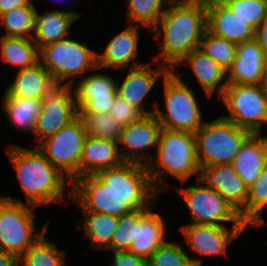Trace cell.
I'll use <instances>...</instances> for the list:
<instances>
[{
	"instance_id": "6da1fadb",
	"label": "cell",
	"mask_w": 267,
	"mask_h": 266,
	"mask_svg": "<svg viewBox=\"0 0 267 266\" xmlns=\"http://www.w3.org/2000/svg\"><path fill=\"white\" fill-rule=\"evenodd\" d=\"M68 192L70 202L83 212L121 217L131 210L148 208L159 193L154 189L146 165L126 162L76 179Z\"/></svg>"
},
{
	"instance_id": "7a4b0ae2",
	"label": "cell",
	"mask_w": 267,
	"mask_h": 266,
	"mask_svg": "<svg viewBox=\"0 0 267 266\" xmlns=\"http://www.w3.org/2000/svg\"><path fill=\"white\" fill-rule=\"evenodd\" d=\"M151 31L162 36L161 53L153 60L176 71L179 63L200 47L207 31L206 0H172Z\"/></svg>"
},
{
	"instance_id": "3957f363",
	"label": "cell",
	"mask_w": 267,
	"mask_h": 266,
	"mask_svg": "<svg viewBox=\"0 0 267 266\" xmlns=\"http://www.w3.org/2000/svg\"><path fill=\"white\" fill-rule=\"evenodd\" d=\"M7 153L25 194L26 204L37 207L63 200L65 185L71 181L46 159L38 147L27 149L12 144Z\"/></svg>"
},
{
	"instance_id": "277c9868",
	"label": "cell",
	"mask_w": 267,
	"mask_h": 266,
	"mask_svg": "<svg viewBox=\"0 0 267 266\" xmlns=\"http://www.w3.org/2000/svg\"><path fill=\"white\" fill-rule=\"evenodd\" d=\"M156 149L157 154L153 155L146 168L159 194L167 189V181L163 179L166 175H172L182 184L194 175L198 179L200 166L193 133L162 128Z\"/></svg>"
},
{
	"instance_id": "5b68a950",
	"label": "cell",
	"mask_w": 267,
	"mask_h": 266,
	"mask_svg": "<svg viewBox=\"0 0 267 266\" xmlns=\"http://www.w3.org/2000/svg\"><path fill=\"white\" fill-rule=\"evenodd\" d=\"M200 167L232 164L243 143L252 135L223 117L204 122L194 133Z\"/></svg>"
},
{
	"instance_id": "8992f818",
	"label": "cell",
	"mask_w": 267,
	"mask_h": 266,
	"mask_svg": "<svg viewBox=\"0 0 267 266\" xmlns=\"http://www.w3.org/2000/svg\"><path fill=\"white\" fill-rule=\"evenodd\" d=\"M181 77L170 71L163 79L166 111L160 110L154 103V115L163 129L195 133L204 123L195 93L185 84Z\"/></svg>"
},
{
	"instance_id": "52a82bcc",
	"label": "cell",
	"mask_w": 267,
	"mask_h": 266,
	"mask_svg": "<svg viewBox=\"0 0 267 266\" xmlns=\"http://www.w3.org/2000/svg\"><path fill=\"white\" fill-rule=\"evenodd\" d=\"M39 63L52 75L56 84L62 86H73L76 77L84 75L89 70L99 69L97 52L70 38L41 47Z\"/></svg>"
},
{
	"instance_id": "ba28073f",
	"label": "cell",
	"mask_w": 267,
	"mask_h": 266,
	"mask_svg": "<svg viewBox=\"0 0 267 266\" xmlns=\"http://www.w3.org/2000/svg\"><path fill=\"white\" fill-rule=\"evenodd\" d=\"M34 206L18 198L0 196V249L18 258L47 231L49 223L37 230ZM34 233H36L34 235Z\"/></svg>"
},
{
	"instance_id": "9c48e42d",
	"label": "cell",
	"mask_w": 267,
	"mask_h": 266,
	"mask_svg": "<svg viewBox=\"0 0 267 266\" xmlns=\"http://www.w3.org/2000/svg\"><path fill=\"white\" fill-rule=\"evenodd\" d=\"M220 98L229 116L221 115L252 134H261L267 123V93L263 84H227Z\"/></svg>"
},
{
	"instance_id": "30bf717a",
	"label": "cell",
	"mask_w": 267,
	"mask_h": 266,
	"mask_svg": "<svg viewBox=\"0 0 267 266\" xmlns=\"http://www.w3.org/2000/svg\"><path fill=\"white\" fill-rule=\"evenodd\" d=\"M86 138L84 124L77 116L37 147L46 159L72 183L79 178V162Z\"/></svg>"
},
{
	"instance_id": "8fae6325",
	"label": "cell",
	"mask_w": 267,
	"mask_h": 266,
	"mask_svg": "<svg viewBox=\"0 0 267 266\" xmlns=\"http://www.w3.org/2000/svg\"><path fill=\"white\" fill-rule=\"evenodd\" d=\"M196 180L199 186L176 189L190 210L193 224L225 226L223 223L232 222L233 227L248 226L240 213L219 192L207 188L200 180Z\"/></svg>"
},
{
	"instance_id": "7c38bea8",
	"label": "cell",
	"mask_w": 267,
	"mask_h": 266,
	"mask_svg": "<svg viewBox=\"0 0 267 266\" xmlns=\"http://www.w3.org/2000/svg\"><path fill=\"white\" fill-rule=\"evenodd\" d=\"M78 116L72 86L58 85L43 100L33 135L38 145Z\"/></svg>"
},
{
	"instance_id": "4fadbf2b",
	"label": "cell",
	"mask_w": 267,
	"mask_h": 266,
	"mask_svg": "<svg viewBox=\"0 0 267 266\" xmlns=\"http://www.w3.org/2000/svg\"><path fill=\"white\" fill-rule=\"evenodd\" d=\"M161 130V124L154 114L143 116L140 120L122 127L118 142L122 159L147 165L153 157L149 148L157 147Z\"/></svg>"
},
{
	"instance_id": "5bb4252c",
	"label": "cell",
	"mask_w": 267,
	"mask_h": 266,
	"mask_svg": "<svg viewBox=\"0 0 267 266\" xmlns=\"http://www.w3.org/2000/svg\"><path fill=\"white\" fill-rule=\"evenodd\" d=\"M72 86L78 114L109 113L117 94V81L104 73H92Z\"/></svg>"
},
{
	"instance_id": "9a60e30c",
	"label": "cell",
	"mask_w": 267,
	"mask_h": 266,
	"mask_svg": "<svg viewBox=\"0 0 267 266\" xmlns=\"http://www.w3.org/2000/svg\"><path fill=\"white\" fill-rule=\"evenodd\" d=\"M246 227L216 226L207 224L182 225L180 230L185 237L190 251H194L200 257L205 255L227 256V247L245 231Z\"/></svg>"
},
{
	"instance_id": "2e32d148",
	"label": "cell",
	"mask_w": 267,
	"mask_h": 266,
	"mask_svg": "<svg viewBox=\"0 0 267 266\" xmlns=\"http://www.w3.org/2000/svg\"><path fill=\"white\" fill-rule=\"evenodd\" d=\"M207 188L219 192L246 222V201L248 187L240 178L232 164L200 167L199 177Z\"/></svg>"
},
{
	"instance_id": "e0dca14e",
	"label": "cell",
	"mask_w": 267,
	"mask_h": 266,
	"mask_svg": "<svg viewBox=\"0 0 267 266\" xmlns=\"http://www.w3.org/2000/svg\"><path fill=\"white\" fill-rule=\"evenodd\" d=\"M267 57L254 38L237 44L236 57L226 70L227 84H263Z\"/></svg>"
},
{
	"instance_id": "ac0fdd59",
	"label": "cell",
	"mask_w": 267,
	"mask_h": 266,
	"mask_svg": "<svg viewBox=\"0 0 267 266\" xmlns=\"http://www.w3.org/2000/svg\"><path fill=\"white\" fill-rule=\"evenodd\" d=\"M152 63L143 64L134 68H128L127 75L121 84L117 83V94L127 103L138 109L144 116L154 114L155 110H146L143 106L145 98L152 91L156 81L171 71L164 65L156 69ZM163 68V69H162Z\"/></svg>"
},
{
	"instance_id": "d6986e66",
	"label": "cell",
	"mask_w": 267,
	"mask_h": 266,
	"mask_svg": "<svg viewBox=\"0 0 267 266\" xmlns=\"http://www.w3.org/2000/svg\"><path fill=\"white\" fill-rule=\"evenodd\" d=\"M207 30L233 43H242L255 38V29L240 19L220 0H206Z\"/></svg>"
},
{
	"instance_id": "ffe728a7",
	"label": "cell",
	"mask_w": 267,
	"mask_h": 266,
	"mask_svg": "<svg viewBox=\"0 0 267 266\" xmlns=\"http://www.w3.org/2000/svg\"><path fill=\"white\" fill-rule=\"evenodd\" d=\"M139 25L129 24L124 30L115 35L104 49L97 53V67L99 69L119 68L122 72L125 67L134 68L145 63L136 62L139 45Z\"/></svg>"
},
{
	"instance_id": "44dd1931",
	"label": "cell",
	"mask_w": 267,
	"mask_h": 266,
	"mask_svg": "<svg viewBox=\"0 0 267 266\" xmlns=\"http://www.w3.org/2000/svg\"><path fill=\"white\" fill-rule=\"evenodd\" d=\"M152 207L137 210V233L128 251L149 259L166 242L167 232L163 217L152 212Z\"/></svg>"
},
{
	"instance_id": "7402d4cb",
	"label": "cell",
	"mask_w": 267,
	"mask_h": 266,
	"mask_svg": "<svg viewBox=\"0 0 267 266\" xmlns=\"http://www.w3.org/2000/svg\"><path fill=\"white\" fill-rule=\"evenodd\" d=\"M123 162L117 142L87 136L79 162V178L98 174Z\"/></svg>"
},
{
	"instance_id": "603a6c76",
	"label": "cell",
	"mask_w": 267,
	"mask_h": 266,
	"mask_svg": "<svg viewBox=\"0 0 267 266\" xmlns=\"http://www.w3.org/2000/svg\"><path fill=\"white\" fill-rule=\"evenodd\" d=\"M58 85L52 75L40 64L19 70L7 86L4 97L43 100Z\"/></svg>"
},
{
	"instance_id": "cb8c5ba5",
	"label": "cell",
	"mask_w": 267,
	"mask_h": 266,
	"mask_svg": "<svg viewBox=\"0 0 267 266\" xmlns=\"http://www.w3.org/2000/svg\"><path fill=\"white\" fill-rule=\"evenodd\" d=\"M267 164V136L252 134L241 146L232 162L245 185L249 188Z\"/></svg>"
},
{
	"instance_id": "d4e9b609",
	"label": "cell",
	"mask_w": 267,
	"mask_h": 266,
	"mask_svg": "<svg viewBox=\"0 0 267 266\" xmlns=\"http://www.w3.org/2000/svg\"><path fill=\"white\" fill-rule=\"evenodd\" d=\"M80 18L79 12L51 10L45 14L36 12L32 40L38 48L67 38L71 24Z\"/></svg>"
},
{
	"instance_id": "484cf974",
	"label": "cell",
	"mask_w": 267,
	"mask_h": 266,
	"mask_svg": "<svg viewBox=\"0 0 267 266\" xmlns=\"http://www.w3.org/2000/svg\"><path fill=\"white\" fill-rule=\"evenodd\" d=\"M181 62H187L185 65L192 69L208 98H211L215 91L219 94V97L223 94L227 86L226 80L222 82L226 78V70L201 49L193 50Z\"/></svg>"
},
{
	"instance_id": "4316f807",
	"label": "cell",
	"mask_w": 267,
	"mask_h": 266,
	"mask_svg": "<svg viewBox=\"0 0 267 266\" xmlns=\"http://www.w3.org/2000/svg\"><path fill=\"white\" fill-rule=\"evenodd\" d=\"M0 52L3 65L9 63L19 70L39 63V48L32 39L1 36Z\"/></svg>"
},
{
	"instance_id": "83f0119b",
	"label": "cell",
	"mask_w": 267,
	"mask_h": 266,
	"mask_svg": "<svg viewBox=\"0 0 267 266\" xmlns=\"http://www.w3.org/2000/svg\"><path fill=\"white\" fill-rule=\"evenodd\" d=\"M2 105L8 122L13 127L33 134L37 117L42 109V100L4 97Z\"/></svg>"
},
{
	"instance_id": "f1b7e54d",
	"label": "cell",
	"mask_w": 267,
	"mask_h": 266,
	"mask_svg": "<svg viewBox=\"0 0 267 266\" xmlns=\"http://www.w3.org/2000/svg\"><path fill=\"white\" fill-rule=\"evenodd\" d=\"M83 225L77 227L84 230V234L91 241L93 249L106 250L112 241L113 234L117 228L119 218L102 213L84 212Z\"/></svg>"
},
{
	"instance_id": "f546056e",
	"label": "cell",
	"mask_w": 267,
	"mask_h": 266,
	"mask_svg": "<svg viewBox=\"0 0 267 266\" xmlns=\"http://www.w3.org/2000/svg\"><path fill=\"white\" fill-rule=\"evenodd\" d=\"M64 250L45 238V233L30 246L19 258L20 266H67Z\"/></svg>"
},
{
	"instance_id": "4dcf8cb0",
	"label": "cell",
	"mask_w": 267,
	"mask_h": 266,
	"mask_svg": "<svg viewBox=\"0 0 267 266\" xmlns=\"http://www.w3.org/2000/svg\"><path fill=\"white\" fill-rule=\"evenodd\" d=\"M36 12L35 6L31 3L0 14V25L2 24L6 30L3 36L32 39Z\"/></svg>"
},
{
	"instance_id": "1f68e13d",
	"label": "cell",
	"mask_w": 267,
	"mask_h": 266,
	"mask_svg": "<svg viewBox=\"0 0 267 266\" xmlns=\"http://www.w3.org/2000/svg\"><path fill=\"white\" fill-rule=\"evenodd\" d=\"M128 4L127 21L129 24L145 26L150 31L158 24L167 5L172 0H125Z\"/></svg>"
},
{
	"instance_id": "d6a6232c",
	"label": "cell",
	"mask_w": 267,
	"mask_h": 266,
	"mask_svg": "<svg viewBox=\"0 0 267 266\" xmlns=\"http://www.w3.org/2000/svg\"><path fill=\"white\" fill-rule=\"evenodd\" d=\"M267 206V164L261 171L260 176L248 188L246 201V224L258 227L266 224L261 213Z\"/></svg>"
},
{
	"instance_id": "836d02e7",
	"label": "cell",
	"mask_w": 267,
	"mask_h": 266,
	"mask_svg": "<svg viewBox=\"0 0 267 266\" xmlns=\"http://www.w3.org/2000/svg\"><path fill=\"white\" fill-rule=\"evenodd\" d=\"M88 137L119 142L122 126L109 113L78 114Z\"/></svg>"
},
{
	"instance_id": "e575fe53",
	"label": "cell",
	"mask_w": 267,
	"mask_h": 266,
	"mask_svg": "<svg viewBox=\"0 0 267 266\" xmlns=\"http://www.w3.org/2000/svg\"><path fill=\"white\" fill-rule=\"evenodd\" d=\"M199 49L227 70L236 57L237 44L215 36L207 30L202 37Z\"/></svg>"
},
{
	"instance_id": "d590c367",
	"label": "cell",
	"mask_w": 267,
	"mask_h": 266,
	"mask_svg": "<svg viewBox=\"0 0 267 266\" xmlns=\"http://www.w3.org/2000/svg\"><path fill=\"white\" fill-rule=\"evenodd\" d=\"M180 243L166 241L150 256V266H202V260L191 259Z\"/></svg>"
},
{
	"instance_id": "8d00e7d4",
	"label": "cell",
	"mask_w": 267,
	"mask_h": 266,
	"mask_svg": "<svg viewBox=\"0 0 267 266\" xmlns=\"http://www.w3.org/2000/svg\"><path fill=\"white\" fill-rule=\"evenodd\" d=\"M255 30L267 15V0H220Z\"/></svg>"
},
{
	"instance_id": "74e56055",
	"label": "cell",
	"mask_w": 267,
	"mask_h": 266,
	"mask_svg": "<svg viewBox=\"0 0 267 266\" xmlns=\"http://www.w3.org/2000/svg\"><path fill=\"white\" fill-rule=\"evenodd\" d=\"M137 233V210L123 214L119 217L117 228L113 234L110 246L111 251H128Z\"/></svg>"
},
{
	"instance_id": "f35d334b",
	"label": "cell",
	"mask_w": 267,
	"mask_h": 266,
	"mask_svg": "<svg viewBox=\"0 0 267 266\" xmlns=\"http://www.w3.org/2000/svg\"><path fill=\"white\" fill-rule=\"evenodd\" d=\"M109 114L112 118L116 119L122 127L134 123L144 116L138 109L134 108L118 95L115 98Z\"/></svg>"
},
{
	"instance_id": "ab89813d",
	"label": "cell",
	"mask_w": 267,
	"mask_h": 266,
	"mask_svg": "<svg viewBox=\"0 0 267 266\" xmlns=\"http://www.w3.org/2000/svg\"><path fill=\"white\" fill-rule=\"evenodd\" d=\"M114 259L111 266H150L149 260L136 256L130 251H112Z\"/></svg>"
},
{
	"instance_id": "60d3db41",
	"label": "cell",
	"mask_w": 267,
	"mask_h": 266,
	"mask_svg": "<svg viewBox=\"0 0 267 266\" xmlns=\"http://www.w3.org/2000/svg\"><path fill=\"white\" fill-rule=\"evenodd\" d=\"M255 39L259 42L260 47L263 49V52L267 57V15L255 30Z\"/></svg>"
},
{
	"instance_id": "b9f144b4",
	"label": "cell",
	"mask_w": 267,
	"mask_h": 266,
	"mask_svg": "<svg viewBox=\"0 0 267 266\" xmlns=\"http://www.w3.org/2000/svg\"><path fill=\"white\" fill-rule=\"evenodd\" d=\"M31 3V0H0V14Z\"/></svg>"
},
{
	"instance_id": "7bdbcfd3",
	"label": "cell",
	"mask_w": 267,
	"mask_h": 266,
	"mask_svg": "<svg viewBox=\"0 0 267 266\" xmlns=\"http://www.w3.org/2000/svg\"><path fill=\"white\" fill-rule=\"evenodd\" d=\"M0 266H18V257L0 249Z\"/></svg>"
},
{
	"instance_id": "ee69618b",
	"label": "cell",
	"mask_w": 267,
	"mask_h": 266,
	"mask_svg": "<svg viewBox=\"0 0 267 266\" xmlns=\"http://www.w3.org/2000/svg\"><path fill=\"white\" fill-rule=\"evenodd\" d=\"M263 86H264V89H265V91L267 93V69H266V72H265V78H264Z\"/></svg>"
}]
</instances>
